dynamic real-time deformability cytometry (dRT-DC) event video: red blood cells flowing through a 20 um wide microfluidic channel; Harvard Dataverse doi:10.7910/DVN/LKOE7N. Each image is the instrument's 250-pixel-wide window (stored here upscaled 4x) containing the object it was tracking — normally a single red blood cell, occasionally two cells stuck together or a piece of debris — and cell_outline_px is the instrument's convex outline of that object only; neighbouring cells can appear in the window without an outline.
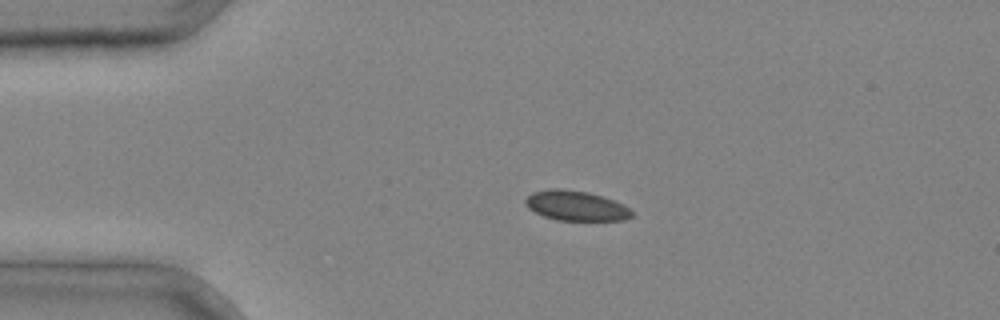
{"species": "common noctule bat (a hibernating species)", "species_latin": "Nyctalus noctula", "temperature_condition": "cold", "stored_images_in_passage": 6, "camera_frame_rate_fps": 3000, "um_per_image_px": 0.085, "animal": {"sex": "male", "body_mass_g": 20.4}, "frame": {"image": 1, "passage_image": 4, "time_ms": 1.0, "image_size_px": [1000, 320], "cell_outline_px": [[632, 216], [624, 220], [556, 220], [544, 216], [528, 208], [524, 204], [524, 200], [532, 192], [548, 188], [560, 188], [588, 192], [604, 196], [624, 204], [632, 212]], "centroid_in_image_um": [48.94, 17.47], "position_along_channel_um": 36.1, "area_um2": 18.67}}
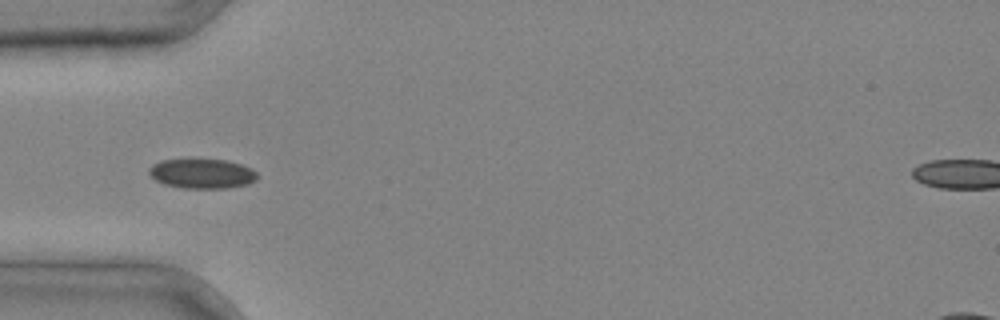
{"frame": {"image": 2, "passage_image": 5, "time_ms": 1.333, "image_size_px": [1000, 320], "cell_outline_px": [[256, 180], [248, 184], [228, 188], [184, 188], [164, 184], [156, 180], [148, 172], [148, 168], [152, 164], [160, 160], [192, 156], [228, 160], [252, 168], [256, 172]], "centroid_in_image_um": [17.13, 14.7], "position_along_channel_um": 67.9, "area_um2": 19.59}}